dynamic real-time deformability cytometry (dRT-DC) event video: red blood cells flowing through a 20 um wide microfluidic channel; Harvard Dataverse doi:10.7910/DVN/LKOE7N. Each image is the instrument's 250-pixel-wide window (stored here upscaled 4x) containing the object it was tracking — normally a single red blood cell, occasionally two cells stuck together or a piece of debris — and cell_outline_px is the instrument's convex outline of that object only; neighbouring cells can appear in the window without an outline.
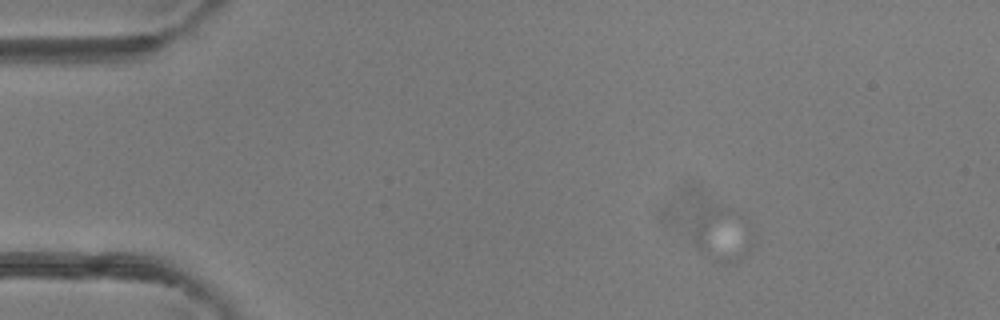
{"species": "common noctule bat (a hibernating species)", "species_latin": "Nyctalus noctula", "temperature_condition": "room temperature", "stored_images_in_passage": 1, "camera_frame_rate_fps": 3000, "um_per_image_px": 0.085, "animal": {"sex": "female"}, "frame": {"image": 1, "passage_image": 1, "time_ms": 0.0, "image_size_px": [1000, 320], "cell_outline_px": [[752, 244], [740, 260], [736, 264], [720, 264], [708, 260], [700, 256], [696, 244], [700, 240], [752, 224]], "centroid_in_image_um": [61.77, 20.91], "position_along_channel_um": 23.2, "area_um2": 10.64}}